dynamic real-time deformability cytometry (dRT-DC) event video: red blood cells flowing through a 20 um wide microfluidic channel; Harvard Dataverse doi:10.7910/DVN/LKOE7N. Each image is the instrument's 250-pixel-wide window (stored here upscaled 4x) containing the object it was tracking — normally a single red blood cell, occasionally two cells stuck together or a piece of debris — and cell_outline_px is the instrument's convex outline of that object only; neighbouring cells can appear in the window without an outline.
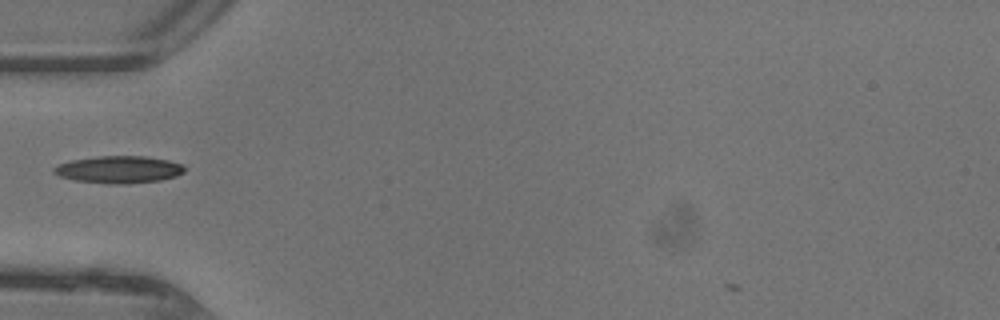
{"species": "common noctule bat (a hibernating species)", "species_latin": "Nyctalus noctula", "temperature_condition": "warm", "stored_images_in_passage": 32, "camera_frame_rate_fps": 3000, "um_per_image_px": 0.085, "animal": {"sex": "female"}, "frame": {"image": 1, "passage_image": 2, "time_ms": 0.333, "image_size_px": [1000, 320], "cell_outline_px": [[184, 172], [176, 176], [160, 180], [128, 184], [108, 184], [76, 180], [60, 176], [52, 172], [52, 168], [56, 164], [72, 160], [100, 156], [144, 156], [168, 160], [184, 164]], "centroid_in_image_um": [10.1, 14.41], "position_along_channel_um": 74.9, "area_um2": 20.81}}
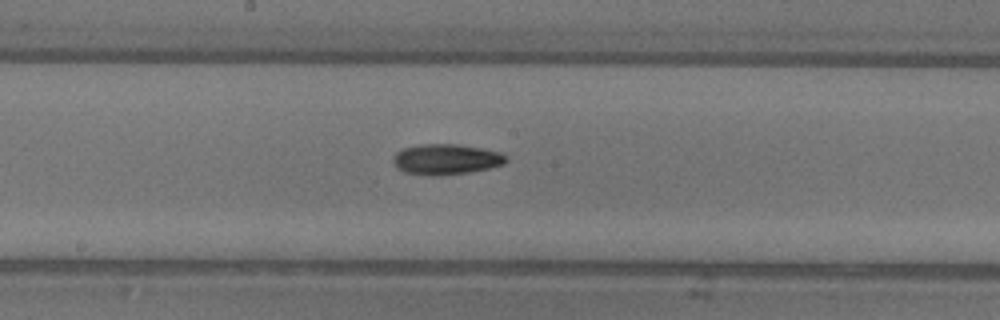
{"frame": {"image": 2, "passage_image": 11, "time_ms": 3.333, "image_size_px": [1000, 320], "cell_outline_px": [[508, 160], [504, 164], [488, 168], [468, 172], [440, 176], [432, 176], [404, 172], [396, 168], [392, 160], [396, 152], [404, 148], [420, 144], [456, 144], [480, 148], [500, 152], [508, 156]], "centroid_in_image_um": [37.91, 13.54], "position_along_channel_um": 210.3, "area_um2": 20.17}}
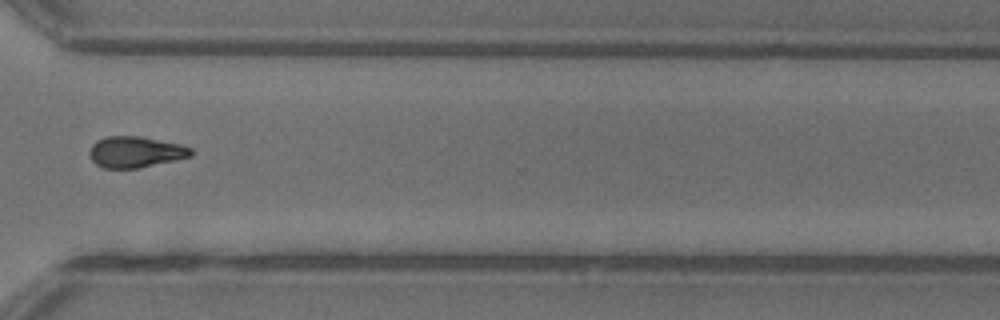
{"frame": {"image": 3, "passage_image": 21, "time_ms": 6.667, "image_size_px": [1000, 320], "cell_outline_px": [[192, 156], [176, 160], [140, 168], [104, 168], [96, 164], [92, 160], [88, 152], [92, 144], [96, 140], [104, 136], [140, 136], [180, 144], [192, 148]], "centroid_in_image_um": [11.5, 12.91], "position_along_channel_um": 359.1, "area_um2": 18.55}, "authors_computed_cell_mechanics": {"area_um2": 18.4671, "velocity_mm_per_s": 4.4872, "shape_relaxation_time_tau1_ms": 4.5723, "shape_relaxation_time_tau2_ms": 7.8615, "deformation_change_tau1": 0.1475, "deformation_change_tau2": 0.1794}}